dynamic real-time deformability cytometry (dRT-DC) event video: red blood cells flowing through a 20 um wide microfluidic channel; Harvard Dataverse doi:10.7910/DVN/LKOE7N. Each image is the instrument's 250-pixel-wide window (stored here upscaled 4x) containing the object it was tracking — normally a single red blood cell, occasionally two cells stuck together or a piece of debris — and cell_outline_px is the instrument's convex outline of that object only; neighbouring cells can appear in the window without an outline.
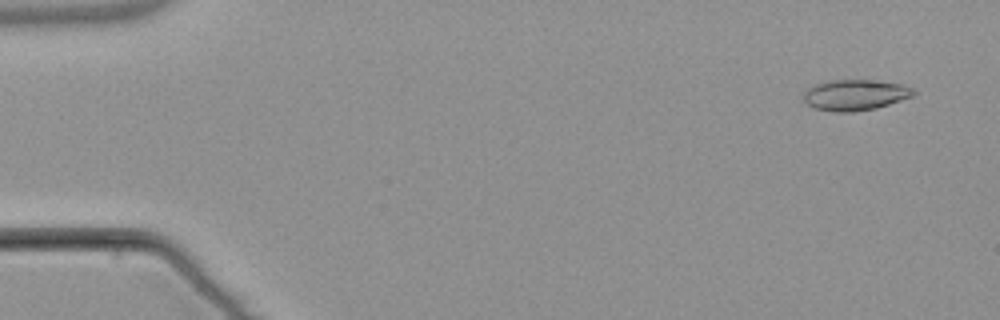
{"species": "common noctule bat (a hibernating species)", "species_latin": "Nyctalus noctula", "temperature_condition": "warm", "stored_images_in_passage": 5, "camera_frame_rate_fps": 3000, "um_per_image_px": 0.085, "animal": {"sex": "male", "body_mass_g": 21.5, "forearm_length_mm": 52.0}, "frame": {"image": 1, "passage_image": 1, "time_ms": 0.0, "image_size_px": [1000, 320], "cell_outline_px": [[916, 92], [912, 96], [876, 108], [852, 112], [832, 112], [812, 108], [804, 100], [804, 92], [808, 88], [816, 84], [828, 80], [876, 80], [904, 84], [916, 88]], "centroid_in_image_um": [72.7, 8.06], "position_along_channel_um": 12.3, "area_um2": 19.94}}